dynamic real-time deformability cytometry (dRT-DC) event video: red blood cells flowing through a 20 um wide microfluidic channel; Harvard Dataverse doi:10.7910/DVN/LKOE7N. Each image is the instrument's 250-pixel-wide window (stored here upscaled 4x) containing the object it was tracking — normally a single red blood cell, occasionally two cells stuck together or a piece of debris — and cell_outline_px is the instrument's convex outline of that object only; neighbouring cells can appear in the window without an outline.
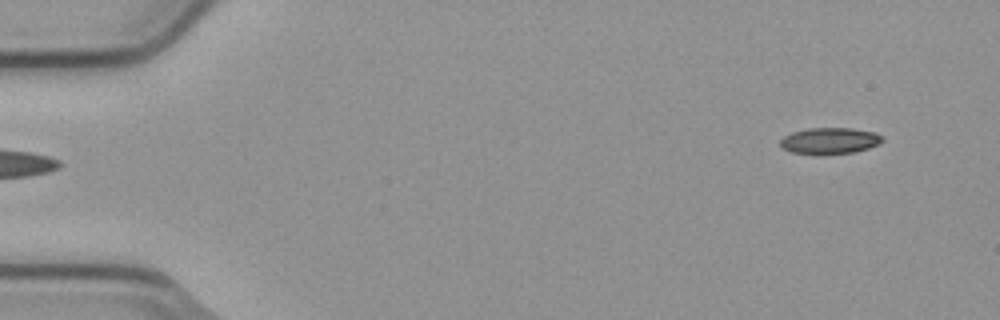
{"species": "common noctule bat (a hibernating species)", "species_latin": "Nyctalus noctula", "temperature_condition": "cold", "stored_images_in_passage": 4, "camera_frame_rate_fps": 3000, "um_per_image_px": 0.085, "animal": {"sex": "male", "body_mass_g": 23.1, "forearm_length_mm": 52.7}, "frame": {"image": 1, "passage_image": 1, "time_ms": 0.0, "image_size_px": [1000, 320], "cell_outline_px": [[884, 140], [880, 144], [868, 148], [852, 152], [792, 152], [780, 148], [780, 140], [784, 136], [792, 132], [808, 128], [852, 128], [876, 132], [884, 136]], "centroid_in_image_um": [70.57, 11.92], "position_along_channel_um": 14.4, "area_um2": 15.26}}
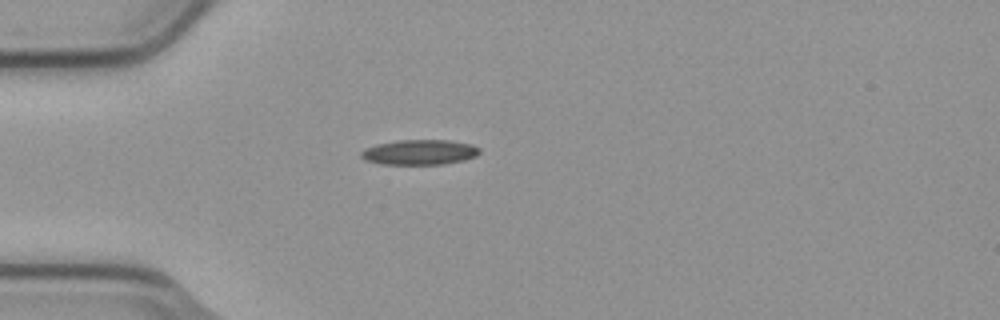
{"frame": {"image": 2, "passage_image": 4, "time_ms": 1.0, "image_size_px": [1000, 320], "cell_outline_px": [[480, 152], [476, 156], [464, 160], [444, 164], [380, 164], [364, 160], [360, 156], [360, 152], [364, 148], [376, 144], [400, 140], [448, 140], [472, 144], [480, 148]], "centroid_in_image_um": [35.64, 12.94], "position_along_channel_um": 49.4, "area_um2": 17.46}}